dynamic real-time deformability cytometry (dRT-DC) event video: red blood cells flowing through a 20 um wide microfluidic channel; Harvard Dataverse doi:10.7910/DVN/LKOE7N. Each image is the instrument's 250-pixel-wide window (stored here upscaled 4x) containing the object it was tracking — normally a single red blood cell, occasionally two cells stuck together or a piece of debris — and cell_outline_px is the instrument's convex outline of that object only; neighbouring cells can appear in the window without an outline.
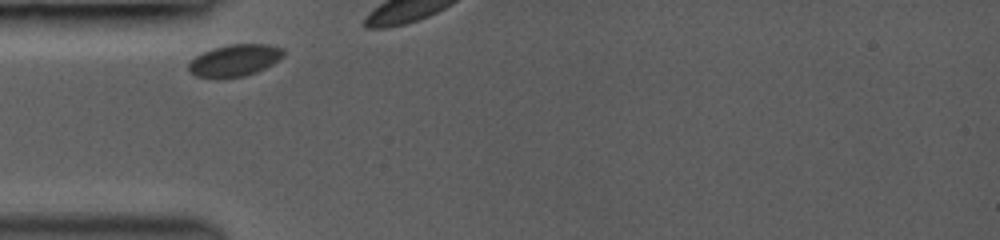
{"species": "common noctule bat (a hibernating species)", "species_latin": "Nyctalus noctula", "temperature_condition": "room temperature", "stored_images_in_passage": 4, "segment_of_instrument_passage": [1, 2], "camera_frame_rate_fps": 3000, "um_per_image_px": 0.085, "animal": {"sex": "female", "body_mass_g": 19.0, "forearm_length_mm": 53.3}, "frame": {"image": 1, "passage_image": 1, "time_ms": 0.0, "image_size_px": [1000, 240], "cell_outline_px": [[284, 56], [272, 64], [256, 72], [244, 76], [220, 80], [216, 80], [196, 76], [188, 72], [188, 64], [196, 56], [212, 48], [232, 44], [268, 44], [284, 48]], "centroid_in_image_um": [19.92, 5.16], "position_along_channel_um": 65.1, "area_um2": 17.98}}
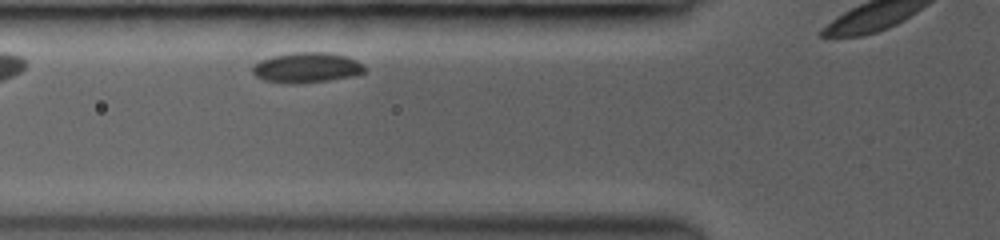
{"frame": {"image": 2, "passage_image": 3, "time_ms": 1.667, "image_size_px": [1000, 240], "cell_outline_px": [[364, 72], [352, 76], [328, 80], [296, 84], [292, 84], [264, 80], [256, 76], [252, 72], [252, 68], [260, 60], [272, 56], [296, 52], [332, 52], [348, 56], [356, 60], [364, 68]], "centroid_in_image_um": [26.06, 5.74], "position_along_channel_um": 99.7, "area_um2": 19.65}}